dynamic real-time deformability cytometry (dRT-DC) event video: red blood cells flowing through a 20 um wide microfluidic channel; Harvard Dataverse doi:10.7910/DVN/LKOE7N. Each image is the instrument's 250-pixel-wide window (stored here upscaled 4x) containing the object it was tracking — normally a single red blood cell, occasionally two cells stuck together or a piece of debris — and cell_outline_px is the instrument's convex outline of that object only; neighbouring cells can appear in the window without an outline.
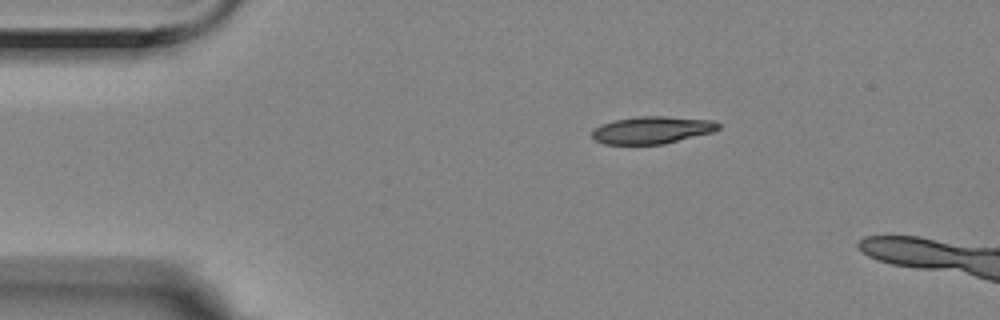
{"species": "Egyptian fruit bat (a non-hibernating species)", "species_latin": "Rousettus aegyptiacus", "temperature_condition": "room temperature", "stored_images_in_passage": 3, "camera_frame_rate_fps": 3000, "um_per_image_px": 0.085, "animal": {"sex": "female"}, "frame": {"image": 1, "passage_image": 1, "time_ms": 0.0, "image_size_px": [1000, 320], "cell_outline_px": [[720, 128], [712, 132], [664, 144], [604, 144], [596, 140], [592, 136], [592, 132], [600, 124], [616, 120], [640, 116], [664, 116], [712, 120], [720, 124]], "centroid_in_image_um": [55.43, 11.05], "position_along_channel_um": 29.6, "area_um2": 19.94}}